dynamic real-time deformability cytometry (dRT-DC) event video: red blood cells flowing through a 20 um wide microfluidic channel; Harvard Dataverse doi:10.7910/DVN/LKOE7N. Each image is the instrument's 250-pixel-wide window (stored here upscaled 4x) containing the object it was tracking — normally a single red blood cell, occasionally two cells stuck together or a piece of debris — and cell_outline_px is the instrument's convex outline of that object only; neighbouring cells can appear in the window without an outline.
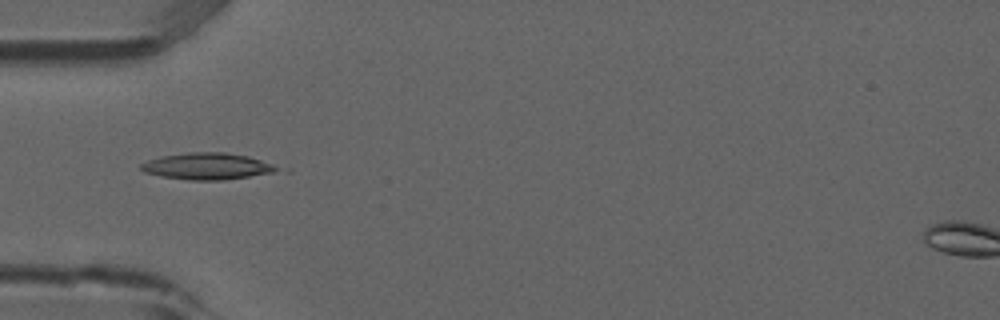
{"species": "common noctule bat (a hibernating species)", "species_latin": "Nyctalus noctula", "temperature_condition": "room temperature", "stored_images_in_passage": 6, "camera_frame_rate_fps": 3000, "um_per_image_px": 0.085, "animal": {"sex": "male", "forearm_length_mm": 52.5}, "frame": {"image": 1, "passage_image": 4, "time_ms": 1.0, "image_size_px": [1000, 320], "cell_outline_px": [[280, 168], [272, 172], [224, 180], [188, 180], [160, 176], [144, 172], [140, 168], [140, 164], [148, 160], [160, 156], [188, 152], [224, 152], [248, 156], [272, 164]], "centroid_in_image_um": [17.54, 14.12], "position_along_channel_um": 67.5, "area_um2": 20.92}}
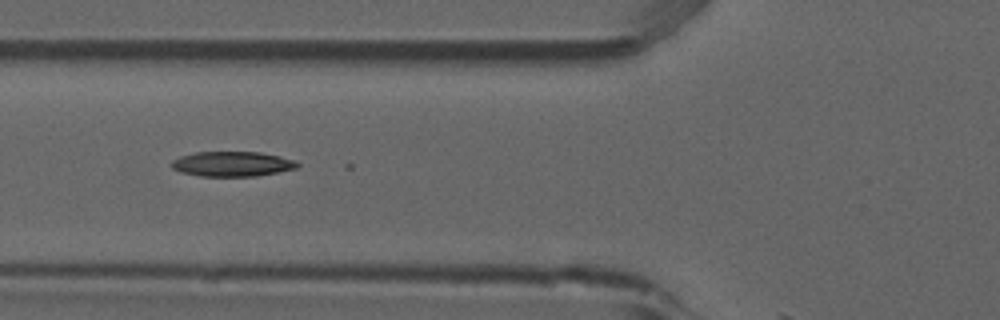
{"frame": {"image": 2, "passage_image": 5, "time_ms": 1.333, "image_size_px": [1000, 320], "cell_outline_px": [[300, 168], [256, 176], [200, 176], [180, 172], [172, 168], [172, 160], [180, 156], [196, 152], [260, 152], [280, 156], [296, 160], [300, 164]], "centroid_in_image_um": [19.78, 13.93], "position_along_channel_um": 106.0, "area_um2": 18.44}}